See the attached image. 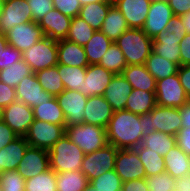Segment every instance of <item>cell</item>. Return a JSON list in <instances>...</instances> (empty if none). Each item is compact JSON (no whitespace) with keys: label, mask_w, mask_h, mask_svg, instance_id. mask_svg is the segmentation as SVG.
I'll list each match as a JSON object with an SVG mask.
<instances>
[{"label":"cell","mask_w":190,"mask_h":191,"mask_svg":"<svg viewBox=\"0 0 190 191\" xmlns=\"http://www.w3.org/2000/svg\"><path fill=\"white\" fill-rule=\"evenodd\" d=\"M142 128L140 115L126 109L114 112L106 128L108 144L117 149H134L141 145Z\"/></svg>","instance_id":"6da1fadb"},{"label":"cell","mask_w":190,"mask_h":191,"mask_svg":"<svg viewBox=\"0 0 190 191\" xmlns=\"http://www.w3.org/2000/svg\"><path fill=\"white\" fill-rule=\"evenodd\" d=\"M115 44L124 54L127 65H144L153 51V40L139 28H128Z\"/></svg>","instance_id":"7a4b0ae2"},{"label":"cell","mask_w":190,"mask_h":191,"mask_svg":"<svg viewBox=\"0 0 190 191\" xmlns=\"http://www.w3.org/2000/svg\"><path fill=\"white\" fill-rule=\"evenodd\" d=\"M48 152L50 169L56 173L81 170L85 154L66 134Z\"/></svg>","instance_id":"3957f363"},{"label":"cell","mask_w":190,"mask_h":191,"mask_svg":"<svg viewBox=\"0 0 190 191\" xmlns=\"http://www.w3.org/2000/svg\"><path fill=\"white\" fill-rule=\"evenodd\" d=\"M186 34L180 16H175L167 29L153 39V52L180 66L179 43Z\"/></svg>","instance_id":"277c9868"},{"label":"cell","mask_w":190,"mask_h":191,"mask_svg":"<svg viewBox=\"0 0 190 191\" xmlns=\"http://www.w3.org/2000/svg\"><path fill=\"white\" fill-rule=\"evenodd\" d=\"M67 137L75 143L84 154L104 148L107 144L106 128L88 123L66 127Z\"/></svg>","instance_id":"5b68a950"},{"label":"cell","mask_w":190,"mask_h":191,"mask_svg":"<svg viewBox=\"0 0 190 191\" xmlns=\"http://www.w3.org/2000/svg\"><path fill=\"white\" fill-rule=\"evenodd\" d=\"M22 60L31 67L33 73L56 66L58 64L57 40L45 36L22 53Z\"/></svg>","instance_id":"8992f818"},{"label":"cell","mask_w":190,"mask_h":191,"mask_svg":"<svg viewBox=\"0 0 190 191\" xmlns=\"http://www.w3.org/2000/svg\"><path fill=\"white\" fill-rule=\"evenodd\" d=\"M118 149L114 145L107 144L100 150L85 154L81 166V172L89 182L102 174L115 169V158Z\"/></svg>","instance_id":"52a82bcc"},{"label":"cell","mask_w":190,"mask_h":191,"mask_svg":"<svg viewBox=\"0 0 190 191\" xmlns=\"http://www.w3.org/2000/svg\"><path fill=\"white\" fill-rule=\"evenodd\" d=\"M65 133L66 125H56L34 119L24 137L31 147L49 151Z\"/></svg>","instance_id":"ba28073f"},{"label":"cell","mask_w":190,"mask_h":191,"mask_svg":"<svg viewBox=\"0 0 190 191\" xmlns=\"http://www.w3.org/2000/svg\"><path fill=\"white\" fill-rule=\"evenodd\" d=\"M155 96L156 105L165 107L181 108L190 101L178 74L156 81Z\"/></svg>","instance_id":"9c48e42d"},{"label":"cell","mask_w":190,"mask_h":191,"mask_svg":"<svg viewBox=\"0 0 190 191\" xmlns=\"http://www.w3.org/2000/svg\"><path fill=\"white\" fill-rule=\"evenodd\" d=\"M56 98L65 116L66 127L83 123L87 96L80 91L64 89Z\"/></svg>","instance_id":"30bf717a"},{"label":"cell","mask_w":190,"mask_h":191,"mask_svg":"<svg viewBox=\"0 0 190 191\" xmlns=\"http://www.w3.org/2000/svg\"><path fill=\"white\" fill-rule=\"evenodd\" d=\"M2 120L19 136L24 137L34 122L33 109L16 100L3 108Z\"/></svg>","instance_id":"8fae6325"},{"label":"cell","mask_w":190,"mask_h":191,"mask_svg":"<svg viewBox=\"0 0 190 191\" xmlns=\"http://www.w3.org/2000/svg\"><path fill=\"white\" fill-rule=\"evenodd\" d=\"M174 17L168 2L152 1L142 30L153 40L167 29Z\"/></svg>","instance_id":"7c38bea8"},{"label":"cell","mask_w":190,"mask_h":191,"mask_svg":"<svg viewBox=\"0 0 190 191\" xmlns=\"http://www.w3.org/2000/svg\"><path fill=\"white\" fill-rule=\"evenodd\" d=\"M115 172L122 182L145 179V168L134 149H118L115 158Z\"/></svg>","instance_id":"4fadbf2b"},{"label":"cell","mask_w":190,"mask_h":191,"mask_svg":"<svg viewBox=\"0 0 190 191\" xmlns=\"http://www.w3.org/2000/svg\"><path fill=\"white\" fill-rule=\"evenodd\" d=\"M5 36L8 44L21 53L45 37L43 30L34 21L14 26Z\"/></svg>","instance_id":"5bb4252c"},{"label":"cell","mask_w":190,"mask_h":191,"mask_svg":"<svg viewBox=\"0 0 190 191\" xmlns=\"http://www.w3.org/2000/svg\"><path fill=\"white\" fill-rule=\"evenodd\" d=\"M32 21L27 0H9L3 5L0 16V32L6 34L14 26Z\"/></svg>","instance_id":"9a60e30c"},{"label":"cell","mask_w":190,"mask_h":191,"mask_svg":"<svg viewBox=\"0 0 190 191\" xmlns=\"http://www.w3.org/2000/svg\"><path fill=\"white\" fill-rule=\"evenodd\" d=\"M49 168L48 150L29 146L16 171L27 180L47 171Z\"/></svg>","instance_id":"2e32d148"},{"label":"cell","mask_w":190,"mask_h":191,"mask_svg":"<svg viewBox=\"0 0 190 191\" xmlns=\"http://www.w3.org/2000/svg\"><path fill=\"white\" fill-rule=\"evenodd\" d=\"M152 127L173 136H177L183 127L180 108L156 105L151 111Z\"/></svg>","instance_id":"e0dca14e"},{"label":"cell","mask_w":190,"mask_h":191,"mask_svg":"<svg viewBox=\"0 0 190 191\" xmlns=\"http://www.w3.org/2000/svg\"><path fill=\"white\" fill-rule=\"evenodd\" d=\"M115 74L99 64H92L86 67L83 87L79 91L87 97L103 96L107 86Z\"/></svg>","instance_id":"ac0fdd59"},{"label":"cell","mask_w":190,"mask_h":191,"mask_svg":"<svg viewBox=\"0 0 190 191\" xmlns=\"http://www.w3.org/2000/svg\"><path fill=\"white\" fill-rule=\"evenodd\" d=\"M17 100L22 101L27 106L35 107L43 101L50 100L53 96L46 92L33 73L23 78L15 88Z\"/></svg>","instance_id":"d6986e66"},{"label":"cell","mask_w":190,"mask_h":191,"mask_svg":"<svg viewBox=\"0 0 190 191\" xmlns=\"http://www.w3.org/2000/svg\"><path fill=\"white\" fill-rule=\"evenodd\" d=\"M152 0H113V5L123 14L129 28L142 29Z\"/></svg>","instance_id":"ffe728a7"},{"label":"cell","mask_w":190,"mask_h":191,"mask_svg":"<svg viewBox=\"0 0 190 191\" xmlns=\"http://www.w3.org/2000/svg\"><path fill=\"white\" fill-rule=\"evenodd\" d=\"M113 113L111 105L104 96H90L84 108L83 123L107 128Z\"/></svg>","instance_id":"44dd1931"},{"label":"cell","mask_w":190,"mask_h":191,"mask_svg":"<svg viewBox=\"0 0 190 191\" xmlns=\"http://www.w3.org/2000/svg\"><path fill=\"white\" fill-rule=\"evenodd\" d=\"M72 18L64 15L57 9L49 11L41 20L38 26L43 30L44 35L53 40L66 39Z\"/></svg>","instance_id":"7402d4cb"},{"label":"cell","mask_w":190,"mask_h":191,"mask_svg":"<svg viewBox=\"0 0 190 191\" xmlns=\"http://www.w3.org/2000/svg\"><path fill=\"white\" fill-rule=\"evenodd\" d=\"M132 90L131 84L121 74H115L103 96L111 105L112 111L117 112L125 109L127 98Z\"/></svg>","instance_id":"603a6c76"},{"label":"cell","mask_w":190,"mask_h":191,"mask_svg":"<svg viewBox=\"0 0 190 191\" xmlns=\"http://www.w3.org/2000/svg\"><path fill=\"white\" fill-rule=\"evenodd\" d=\"M29 146L25 137H18L0 149V175L7 170L16 171Z\"/></svg>","instance_id":"cb8c5ba5"},{"label":"cell","mask_w":190,"mask_h":191,"mask_svg":"<svg viewBox=\"0 0 190 191\" xmlns=\"http://www.w3.org/2000/svg\"><path fill=\"white\" fill-rule=\"evenodd\" d=\"M58 64L72 67H87L89 65L83 46L67 39L57 41Z\"/></svg>","instance_id":"d4e9b609"},{"label":"cell","mask_w":190,"mask_h":191,"mask_svg":"<svg viewBox=\"0 0 190 191\" xmlns=\"http://www.w3.org/2000/svg\"><path fill=\"white\" fill-rule=\"evenodd\" d=\"M165 171L174 179L184 177L190 174V156L176 145L164 155Z\"/></svg>","instance_id":"484cf974"},{"label":"cell","mask_w":190,"mask_h":191,"mask_svg":"<svg viewBox=\"0 0 190 191\" xmlns=\"http://www.w3.org/2000/svg\"><path fill=\"white\" fill-rule=\"evenodd\" d=\"M121 75L134 89L144 91H156V80L148 72L145 65H128Z\"/></svg>","instance_id":"4316f807"},{"label":"cell","mask_w":190,"mask_h":191,"mask_svg":"<svg viewBox=\"0 0 190 191\" xmlns=\"http://www.w3.org/2000/svg\"><path fill=\"white\" fill-rule=\"evenodd\" d=\"M156 106L155 91H144L140 89L132 90L127 98L125 109L138 114L149 113Z\"/></svg>","instance_id":"83f0119b"},{"label":"cell","mask_w":190,"mask_h":191,"mask_svg":"<svg viewBox=\"0 0 190 191\" xmlns=\"http://www.w3.org/2000/svg\"><path fill=\"white\" fill-rule=\"evenodd\" d=\"M128 28L129 26L123 14L112 5L107 12L100 31L115 43Z\"/></svg>","instance_id":"f1b7e54d"},{"label":"cell","mask_w":190,"mask_h":191,"mask_svg":"<svg viewBox=\"0 0 190 191\" xmlns=\"http://www.w3.org/2000/svg\"><path fill=\"white\" fill-rule=\"evenodd\" d=\"M34 119L46 121L56 125H66L65 116L58 100L53 96L48 101H43L40 105L32 107Z\"/></svg>","instance_id":"f546056e"},{"label":"cell","mask_w":190,"mask_h":191,"mask_svg":"<svg viewBox=\"0 0 190 191\" xmlns=\"http://www.w3.org/2000/svg\"><path fill=\"white\" fill-rule=\"evenodd\" d=\"M113 2H97L83 5L79 12L81 17L95 31H100L109 8Z\"/></svg>","instance_id":"4dcf8cb0"},{"label":"cell","mask_w":190,"mask_h":191,"mask_svg":"<svg viewBox=\"0 0 190 191\" xmlns=\"http://www.w3.org/2000/svg\"><path fill=\"white\" fill-rule=\"evenodd\" d=\"M176 145V136L161 131L145 134L141 142V146L150 148L152 151L157 152L163 157Z\"/></svg>","instance_id":"1f68e13d"},{"label":"cell","mask_w":190,"mask_h":191,"mask_svg":"<svg viewBox=\"0 0 190 191\" xmlns=\"http://www.w3.org/2000/svg\"><path fill=\"white\" fill-rule=\"evenodd\" d=\"M144 65L156 81L177 74L179 69V65L168 61L153 51Z\"/></svg>","instance_id":"d6a6232c"},{"label":"cell","mask_w":190,"mask_h":191,"mask_svg":"<svg viewBox=\"0 0 190 191\" xmlns=\"http://www.w3.org/2000/svg\"><path fill=\"white\" fill-rule=\"evenodd\" d=\"M113 42L103 32L95 31L92 38L83 46L89 65L99 64Z\"/></svg>","instance_id":"836d02e7"},{"label":"cell","mask_w":190,"mask_h":191,"mask_svg":"<svg viewBox=\"0 0 190 191\" xmlns=\"http://www.w3.org/2000/svg\"><path fill=\"white\" fill-rule=\"evenodd\" d=\"M57 174V191H84L90 184L88 178L79 171H66Z\"/></svg>","instance_id":"e575fe53"},{"label":"cell","mask_w":190,"mask_h":191,"mask_svg":"<svg viewBox=\"0 0 190 191\" xmlns=\"http://www.w3.org/2000/svg\"><path fill=\"white\" fill-rule=\"evenodd\" d=\"M134 150L137 152L139 159L144 165L146 177L166 172L163 156H160L157 152L141 145L134 148Z\"/></svg>","instance_id":"d590c367"},{"label":"cell","mask_w":190,"mask_h":191,"mask_svg":"<svg viewBox=\"0 0 190 191\" xmlns=\"http://www.w3.org/2000/svg\"><path fill=\"white\" fill-rule=\"evenodd\" d=\"M35 75L43 89L52 96L56 97L65 89L57 65L40 70Z\"/></svg>","instance_id":"8d00e7d4"},{"label":"cell","mask_w":190,"mask_h":191,"mask_svg":"<svg viewBox=\"0 0 190 191\" xmlns=\"http://www.w3.org/2000/svg\"><path fill=\"white\" fill-rule=\"evenodd\" d=\"M57 66L65 89L79 91L83 87L86 67H72L64 64H57Z\"/></svg>","instance_id":"74e56055"},{"label":"cell","mask_w":190,"mask_h":191,"mask_svg":"<svg viewBox=\"0 0 190 191\" xmlns=\"http://www.w3.org/2000/svg\"><path fill=\"white\" fill-rule=\"evenodd\" d=\"M95 30L87 24L81 17L75 16L71 20L70 28L66 39L70 42L84 46L92 38Z\"/></svg>","instance_id":"f35d334b"},{"label":"cell","mask_w":190,"mask_h":191,"mask_svg":"<svg viewBox=\"0 0 190 191\" xmlns=\"http://www.w3.org/2000/svg\"><path fill=\"white\" fill-rule=\"evenodd\" d=\"M33 74L31 67L23 60L13 63L10 68L0 70V81L16 88L26 76Z\"/></svg>","instance_id":"ab89813d"},{"label":"cell","mask_w":190,"mask_h":191,"mask_svg":"<svg viewBox=\"0 0 190 191\" xmlns=\"http://www.w3.org/2000/svg\"><path fill=\"white\" fill-rule=\"evenodd\" d=\"M56 180V172L49 168L47 171L27 179L25 191H57Z\"/></svg>","instance_id":"60d3db41"},{"label":"cell","mask_w":190,"mask_h":191,"mask_svg":"<svg viewBox=\"0 0 190 191\" xmlns=\"http://www.w3.org/2000/svg\"><path fill=\"white\" fill-rule=\"evenodd\" d=\"M99 65L114 74H121L128 66L124 54L114 42L103 55Z\"/></svg>","instance_id":"b9f144b4"},{"label":"cell","mask_w":190,"mask_h":191,"mask_svg":"<svg viewBox=\"0 0 190 191\" xmlns=\"http://www.w3.org/2000/svg\"><path fill=\"white\" fill-rule=\"evenodd\" d=\"M90 185L96 191H121L123 182L113 169L90 181Z\"/></svg>","instance_id":"7bdbcfd3"},{"label":"cell","mask_w":190,"mask_h":191,"mask_svg":"<svg viewBox=\"0 0 190 191\" xmlns=\"http://www.w3.org/2000/svg\"><path fill=\"white\" fill-rule=\"evenodd\" d=\"M149 191H175V181L169 173L163 172L145 178Z\"/></svg>","instance_id":"ee69618b"},{"label":"cell","mask_w":190,"mask_h":191,"mask_svg":"<svg viewBox=\"0 0 190 191\" xmlns=\"http://www.w3.org/2000/svg\"><path fill=\"white\" fill-rule=\"evenodd\" d=\"M0 183L3 191H25L26 180L14 170L4 171Z\"/></svg>","instance_id":"f6af8a7d"},{"label":"cell","mask_w":190,"mask_h":191,"mask_svg":"<svg viewBox=\"0 0 190 191\" xmlns=\"http://www.w3.org/2000/svg\"><path fill=\"white\" fill-rule=\"evenodd\" d=\"M32 13V21L38 22L49 11L54 9L52 0H27Z\"/></svg>","instance_id":"bcb514c9"},{"label":"cell","mask_w":190,"mask_h":191,"mask_svg":"<svg viewBox=\"0 0 190 191\" xmlns=\"http://www.w3.org/2000/svg\"><path fill=\"white\" fill-rule=\"evenodd\" d=\"M54 9H57L64 15L74 18L79 15L81 4L79 0H52Z\"/></svg>","instance_id":"7dc6e473"},{"label":"cell","mask_w":190,"mask_h":191,"mask_svg":"<svg viewBox=\"0 0 190 191\" xmlns=\"http://www.w3.org/2000/svg\"><path fill=\"white\" fill-rule=\"evenodd\" d=\"M22 60V53L11 45H7L4 51L0 52V70L10 68L13 63Z\"/></svg>","instance_id":"c3c4849f"},{"label":"cell","mask_w":190,"mask_h":191,"mask_svg":"<svg viewBox=\"0 0 190 191\" xmlns=\"http://www.w3.org/2000/svg\"><path fill=\"white\" fill-rule=\"evenodd\" d=\"M16 100L15 88L0 81V108L3 109Z\"/></svg>","instance_id":"681fc988"},{"label":"cell","mask_w":190,"mask_h":191,"mask_svg":"<svg viewBox=\"0 0 190 191\" xmlns=\"http://www.w3.org/2000/svg\"><path fill=\"white\" fill-rule=\"evenodd\" d=\"M19 136L2 120L0 122V149Z\"/></svg>","instance_id":"f907efd6"},{"label":"cell","mask_w":190,"mask_h":191,"mask_svg":"<svg viewBox=\"0 0 190 191\" xmlns=\"http://www.w3.org/2000/svg\"><path fill=\"white\" fill-rule=\"evenodd\" d=\"M180 66L190 65V33H186L179 43Z\"/></svg>","instance_id":"816d5d0a"},{"label":"cell","mask_w":190,"mask_h":191,"mask_svg":"<svg viewBox=\"0 0 190 191\" xmlns=\"http://www.w3.org/2000/svg\"><path fill=\"white\" fill-rule=\"evenodd\" d=\"M177 145L190 156V128H181L177 136Z\"/></svg>","instance_id":"f5cc1de1"},{"label":"cell","mask_w":190,"mask_h":191,"mask_svg":"<svg viewBox=\"0 0 190 191\" xmlns=\"http://www.w3.org/2000/svg\"><path fill=\"white\" fill-rule=\"evenodd\" d=\"M168 3L174 16H182L190 12V0H169Z\"/></svg>","instance_id":"db71d44e"},{"label":"cell","mask_w":190,"mask_h":191,"mask_svg":"<svg viewBox=\"0 0 190 191\" xmlns=\"http://www.w3.org/2000/svg\"><path fill=\"white\" fill-rule=\"evenodd\" d=\"M177 74L182 87L185 89V92L190 99V65L179 66Z\"/></svg>","instance_id":"11a10c76"},{"label":"cell","mask_w":190,"mask_h":191,"mask_svg":"<svg viewBox=\"0 0 190 191\" xmlns=\"http://www.w3.org/2000/svg\"><path fill=\"white\" fill-rule=\"evenodd\" d=\"M121 191H149L145 179L124 182Z\"/></svg>","instance_id":"9f6ffc18"},{"label":"cell","mask_w":190,"mask_h":191,"mask_svg":"<svg viewBox=\"0 0 190 191\" xmlns=\"http://www.w3.org/2000/svg\"><path fill=\"white\" fill-rule=\"evenodd\" d=\"M140 123L143 124V135L155 132V127H152L151 112L140 115Z\"/></svg>","instance_id":"6f0895ef"},{"label":"cell","mask_w":190,"mask_h":191,"mask_svg":"<svg viewBox=\"0 0 190 191\" xmlns=\"http://www.w3.org/2000/svg\"><path fill=\"white\" fill-rule=\"evenodd\" d=\"M175 191H190V174L176 179Z\"/></svg>","instance_id":"680465c9"},{"label":"cell","mask_w":190,"mask_h":191,"mask_svg":"<svg viewBox=\"0 0 190 191\" xmlns=\"http://www.w3.org/2000/svg\"><path fill=\"white\" fill-rule=\"evenodd\" d=\"M183 128H190V101L180 108Z\"/></svg>","instance_id":"91938a15"},{"label":"cell","mask_w":190,"mask_h":191,"mask_svg":"<svg viewBox=\"0 0 190 191\" xmlns=\"http://www.w3.org/2000/svg\"><path fill=\"white\" fill-rule=\"evenodd\" d=\"M181 17V22L185 26L186 33H190V12L183 14Z\"/></svg>","instance_id":"94428289"},{"label":"cell","mask_w":190,"mask_h":191,"mask_svg":"<svg viewBox=\"0 0 190 191\" xmlns=\"http://www.w3.org/2000/svg\"><path fill=\"white\" fill-rule=\"evenodd\" d=\"M8 42L6 40L5 34L0 32V52L4 51L5 47H7Z\"/></svg>","instance_id":"6125c7cd"},{"label":"cell","mask_w":190,"mask_h":191,"mask_svg":"<svg viewBox=\"0 0 190 191\" xmlns=\"http://www.w3.org/2000/svg\"><path fill=\"white\" fill-rule=\"evenodd\" d=\"M81 6L90 4V3H97V2H113V0H79Z\"/></svg>","instance_id":"be15d7a7"},{"label":"cell","mask_w":190,"mask_h":191,"mask_svg":"<svg viewBox=\"0 0 190 191\" xmlns=\"http://www.w3.org/2000/svg\"><path fill=\"white\" fill-rule=\"evenodd\" d=\"M84 191H96L90 184L85 188Z\"/></svg>","instance_id":"e7e4bbea"},{"label":"cell","mask_w":190,"mask_h":191,"mask_svg":"<svg viewBox=\"0 0 190 191\" xmlns=\"http://www.w3.org/2000/svg\"><path fill=\"white\" fill-rule=\"evenodd\" d=\"M3 5H4V3L0 1V16H1V13H2Z\"/></svg>","instance_id":"03108f58"},{"label":"cell","mask_w":190,"mask_h":191,"mask_svg":"<svg viewBox=\"0 0 190 191\" xmlns=\"http://www.w3.org/2000/svg\"><path fill=\"white\" fill-rule=\"evenodd\" d=\"M2 113H3V109L0 108V122L2 121Z\"/></svg>","instance_id":"003e7915"},{"label":"cell","mask_w":190,"mask_h":191,"mask_svg":"<svg viewBox=\"0 0 190 191\" xmlns=\"http://www.w3.org/2000/svg\"><path fill=\"white\" fill-rule=\"evenodd\" d=\"M152 1H166V2H168L169 0H152Z\"/></svg>","instance_id":"a7ac6f4b"},{"label":"cell","mask_w":190,"mask_h":191,"mask_svg":"<svg viewBox=\"0 0 190 191\" xmlns=\"http://www.w3.org/2000/svg\"><path fill=\"white\" fill-rule=\"evenodd\" d=\"M1 2L5 3V2H8L9 0H0Z\"/></svg>","instance_id":"89a4df30"}]
</instances>
